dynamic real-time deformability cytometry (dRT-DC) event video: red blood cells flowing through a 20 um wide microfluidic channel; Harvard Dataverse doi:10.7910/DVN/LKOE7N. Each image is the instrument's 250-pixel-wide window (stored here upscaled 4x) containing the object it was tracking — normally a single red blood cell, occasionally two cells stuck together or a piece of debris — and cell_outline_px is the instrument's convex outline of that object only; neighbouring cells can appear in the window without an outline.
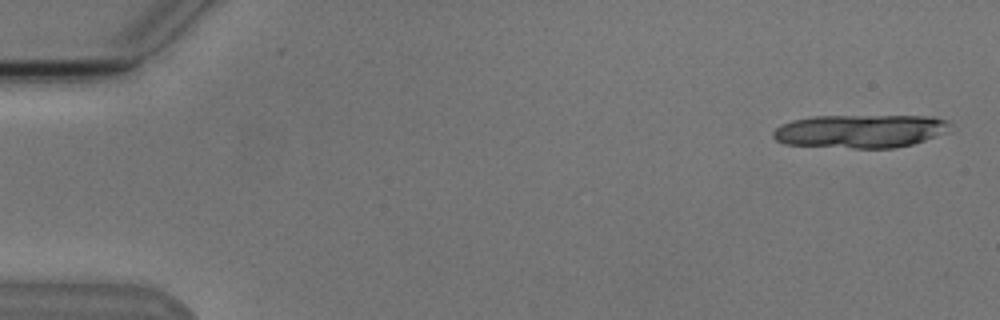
{"species": "Egyptian fruit bat (a non-hibernating species)", "species_latin": "Rousettus aegyptiacus", "temperature_condition": "cold", "stored_images_in_passage": 6, "camera_frame_rate_fps": 3000, "um_per_image_px": 0.085, "animal": {"sex": "male"}, "frame": {"image": 1, "passage_image": 1, "time_ms": 0.0, "image_size_px": [1000, 320], "cell_outline_px": [[952, 132], [912, 144], [896, 148], [856, 148], [784, 144], [776, 140], [772, 136], [772, 132], [780, 124], [792, 120], [812, 116], [932, 116], [948, 120], [952, 124]], "centroid_in_image_um": [73.2, 11.14], "position_along_channel_um": 11.8, "area_um2": 34.91}}